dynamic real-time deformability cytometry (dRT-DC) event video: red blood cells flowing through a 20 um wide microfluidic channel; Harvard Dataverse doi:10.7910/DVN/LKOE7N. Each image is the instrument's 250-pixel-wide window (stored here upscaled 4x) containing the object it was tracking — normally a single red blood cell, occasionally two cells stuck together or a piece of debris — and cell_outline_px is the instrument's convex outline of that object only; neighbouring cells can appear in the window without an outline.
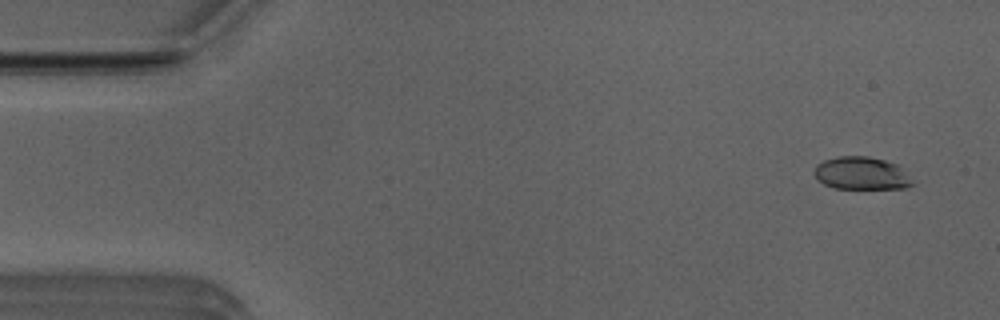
{"species": "Egyptian fruit bat (a non-hibernating species)", "species_latin": "Rousettus aegyptiacus", "temperature_condition": "room temperature", "stored_images_in_passage": 50, "camera_frame_rate_fps": 3000, "um_per_image_px": 0.085, "animal": {"sex": "male"}, "frame": {"image": 1, "passage_image": 2, "time_ms": 0.333, "image_size_px": [1000, 320], "cell_outline_px": [[916, 184], [908, 188], [832, 188], [816, 180], [816, 164], [824, 160], [836, 156], [868, 156], [884, 160], [896, 164]], "centroid_in_image_um": [73.22, 14.73], "position_along_channel_um": 11.8, "area_um2": 18.67}}
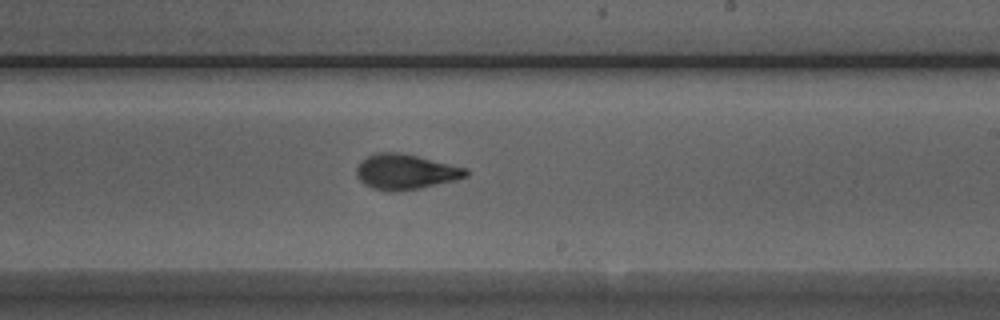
{"frame": {"image": 2, "passage_image": 29, "time_ms": 9.333, "image_size_px": [1000, 320], "cell_outline_px": [[468, 176], [456, 180], [420, 188], [392, 192], [388, 192], [372, 188], [364, 184], [360, 180], [356, 172], [356, 168], [368, 156], [376, 152], [396, 152], [416, 156], [468, 168]], "centroid_in_image_um": [34.49, 14.61], "position_along_channel_um": 254.5, "area_um2": 22.31}}
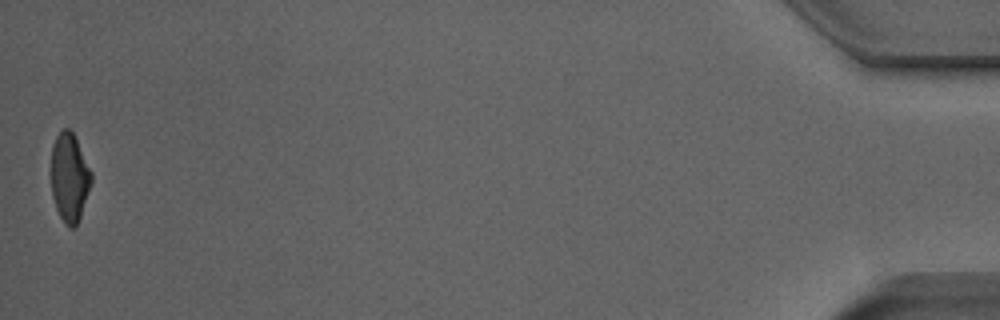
{"frame": {"image": 3, "passage_image": 50, "time_ms": 16.333, "image_size_px": [1000, 320], "cell_outline_px": [[92, 180], [76, 228], [68, 228], [64, 224], [56, 208], [52, 196], [52, 144], [56, 136], [64, 128], [68, 128], [72, 132], [92, 172]], "centroid_in_image_um": [5.9, 15.12], "position_along_channel_um": 429.3, "area_um2": 20.52}, "authors_computed_cell_mechanics": {"area_um2": 21.6461, "velocity_mm_per_s": 3.97, "shape_relaxation_time_tau1_ms": 3.9976, "shape_relaxation_time_tau2_ms": 1.075, "deformation_change_tau1": 0.166, "deformation_change_tau2": 0.0666}}